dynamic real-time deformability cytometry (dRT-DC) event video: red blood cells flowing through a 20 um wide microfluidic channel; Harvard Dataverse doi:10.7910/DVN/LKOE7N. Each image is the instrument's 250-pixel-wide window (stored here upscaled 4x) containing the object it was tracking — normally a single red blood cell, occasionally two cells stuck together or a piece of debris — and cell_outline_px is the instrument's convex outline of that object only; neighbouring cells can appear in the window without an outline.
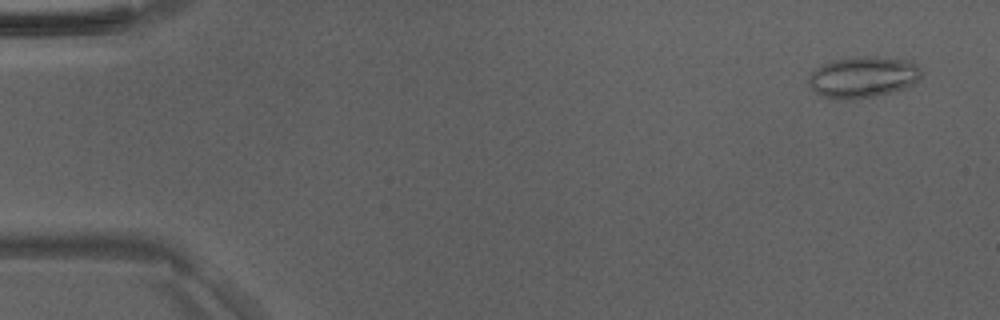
{"species": "Egyptian fruit bat (a non-hibernating species)", "species_latin": "Rousettus aegyptiacus", "temperature_condition": "room temperature", "stored_images_in_passage": 48, "camera_frame_rate_fps": 3000, "um_per_image_px": 0.085, "animal": {"sex": "male"}, "frame": {"image": 1, "passage_image": 2, "time_ms": 0.333, "image_size_px": [1000, 320], "cell_outline_px": [[920, 80], [904, 88], [892, 92], [852, 100], [824, 96], [816, 92], [808, 84], [808, 80], [812, 72], [816, 68], [832, 60], [856, 56], [876, 56], [912, 60], [920, 68]], "centroid_in_image_um": [73.38, 6.53], "position_along_channel_um": 11.6, "area_um2": 27.05}}
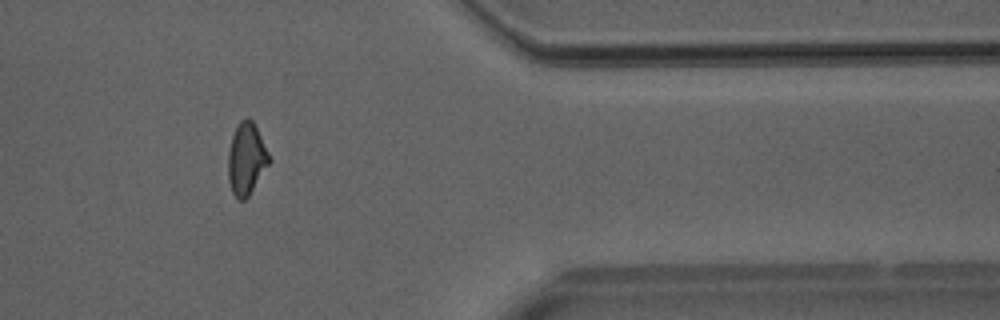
{"frame": {"image": 2, "passage_image": 40, "time_ms": 13.0, "image_size_px": [1000, 320], "cell_outline_px": [[272, 160], [248, 196], [244, 200], [236, 200], [232, 192], [228, 180], [228, 152], [232, 136], [240, 120], [248, 116], [252, 120]], "centroid_in_image_um": [20.93, 13.52], "position_along_channel_um": 390.5, "area_um2": 17.17}}
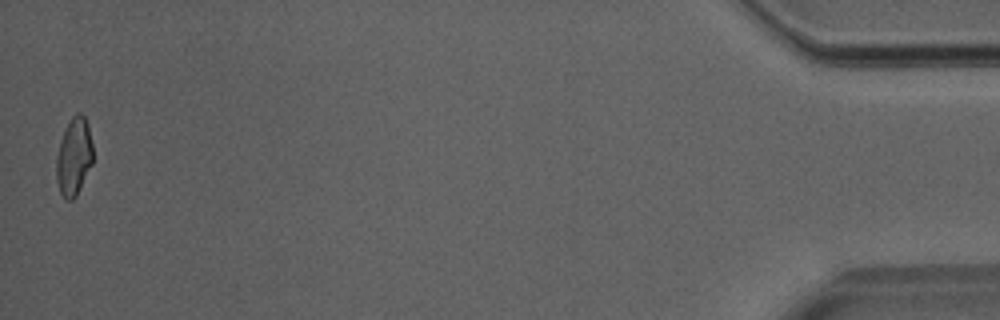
{"frame": {"image": 3, "passage_image": 48, "time_ms": 15.667, "image_size_px": [1000, 320], "cell_outline_px": [[92, 164], [76, 196], [72, 200], [64, 200], [60, 192], [56, 180], [56, 156], [60, 140], [64, 128], [72, 116], [76, 112], [80, 112], [84, 116], [88, 124], [92, 144]], "centroid_in_image_um": [6.26, 13.3], "position_along_channel_um": 428.9, "area_um2": 16.76}}